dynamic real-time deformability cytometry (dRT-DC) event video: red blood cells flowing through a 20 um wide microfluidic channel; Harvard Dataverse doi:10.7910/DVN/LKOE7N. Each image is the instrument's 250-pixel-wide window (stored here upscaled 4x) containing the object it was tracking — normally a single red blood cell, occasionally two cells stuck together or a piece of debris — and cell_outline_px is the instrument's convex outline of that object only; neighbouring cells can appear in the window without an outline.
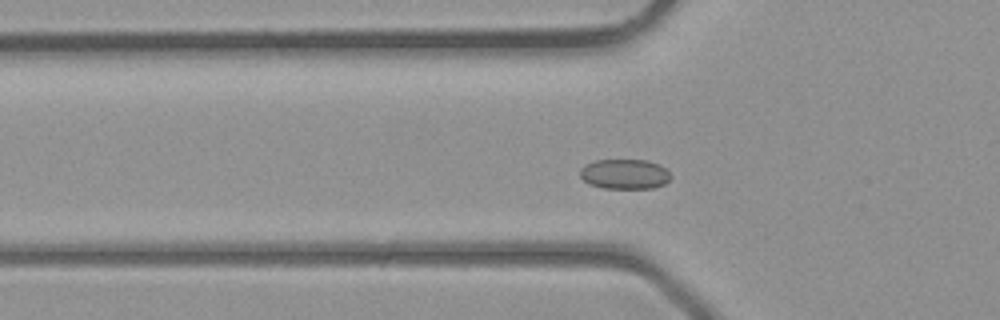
{"species": "common noctule bat (a hibernating species)", "species_latin": "Nyctalus noctula", "temperature_condition": "room temperature", "stored_images_in_passage": 32, "camera_frame_rate_fps": 3000, "um_per_image_px": 0.085, "animal": {"sex": "male", "body_mass_g": 23.1, "forearm_length_mm": 52.7}, "frame": {"image": 1, "passage_image": 10, "time_ms": 3.0, "image_size_px": [1000, 320], "cell_outline_px": [[672, 176], [664, 184], [652, 188], [604, 188], [588, 184], [580, 176], [580, 168], [584, 164], [596, 160], [648, 160], [660, 164]], "centroid_in_image_um": [53.08, 14.79], "position_along_channel_um": 72.7, "area_um2": 15.9}}
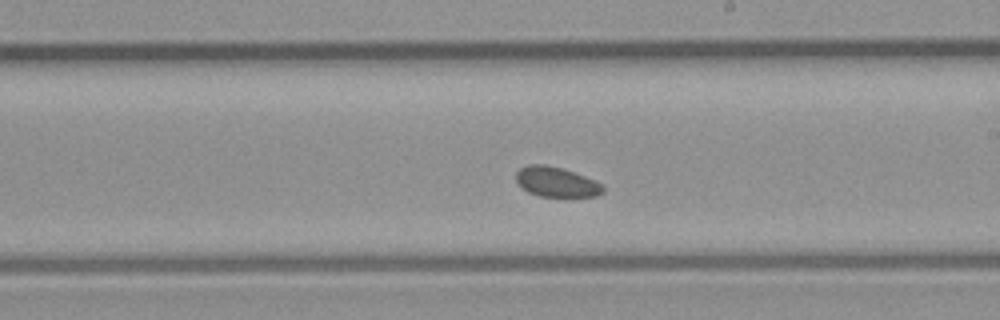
{"frame": {"image": 2, "passage_image": 20, "time_ms": 6.333, "image_size_px": [1000, 320], "cell_outline_px": [[604, 192], [596, 196], [540, 196], [528, 192], [520, 188], [516, 180], [516, 172], [520, 168], [528, 164], [544, 164], [560, 168], [596, 180], [604, 188]], "centroid_in_image_um": [47.25, 15.46], "position_along_channel_um": 241.8, "area_um2": 15.09}}
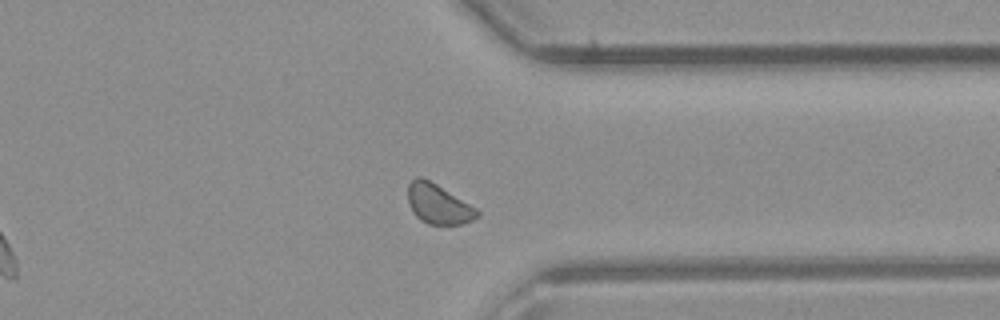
{"frame": {"image": 3, "passage_image": 28, "time_ms": 9.0, "image_size_px": [1000, 320], "cell_outline_px": [[480, 216], [472, 220], [460, 224], [428, 224], [420, 220], [416, 216], [408, 200], [408, 184], [416, 176], [420, 176], [436, 184], [476, 208], [480, 212]], "centroid_in_image_um": [37.25, 17.34], "position_along_channel_um": 374.1, "area_um2": 15.78}}